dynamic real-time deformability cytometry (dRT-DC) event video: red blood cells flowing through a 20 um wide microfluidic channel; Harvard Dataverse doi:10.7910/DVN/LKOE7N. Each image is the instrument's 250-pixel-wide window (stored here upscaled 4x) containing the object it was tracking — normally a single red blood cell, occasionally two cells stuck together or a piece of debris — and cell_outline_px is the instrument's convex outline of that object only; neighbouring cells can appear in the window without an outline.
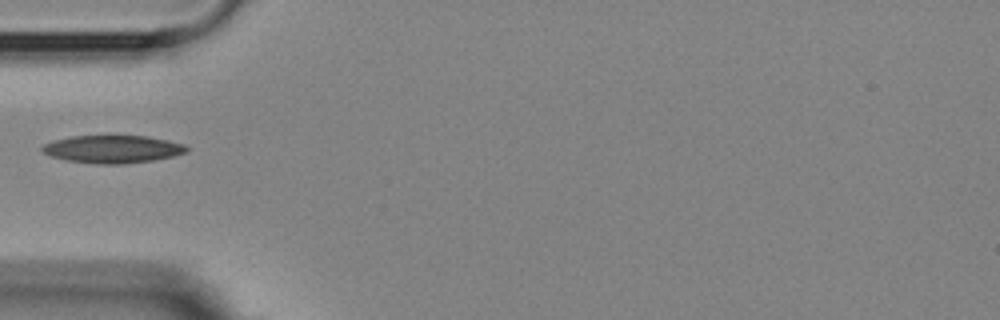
{"species": "Egyptian fruit bat (a non-hibernating species)", "species_latin": "Rousettus aegyptiacus", "temperature_condition": "room temperature", "stored_images_in_passage": 1, "camera_frame_rate_fps": 3000, "um_per_image_px": 0.085, "animal": {"sex": "female"}, "frame": {"image": 1, "passage_image": 1, "time_ms": 0.0, "image_size_px": [1000, 320], "cell_outline_px": [[188, 152], [172, 156], [152, 160], [124, 164], [96, 164], [68, 160], [52, 156], [44, 152], [40, 148], [44, 144], [52, 140], [72, 136], [108, 132], [112, 132], [148, 136], [168, 140], [184, 144], [188, 148]], "centroid_in_image_um": [9.57, 12.61], "position_along_channel_um": 75.4, "area_um2": 24.39}}